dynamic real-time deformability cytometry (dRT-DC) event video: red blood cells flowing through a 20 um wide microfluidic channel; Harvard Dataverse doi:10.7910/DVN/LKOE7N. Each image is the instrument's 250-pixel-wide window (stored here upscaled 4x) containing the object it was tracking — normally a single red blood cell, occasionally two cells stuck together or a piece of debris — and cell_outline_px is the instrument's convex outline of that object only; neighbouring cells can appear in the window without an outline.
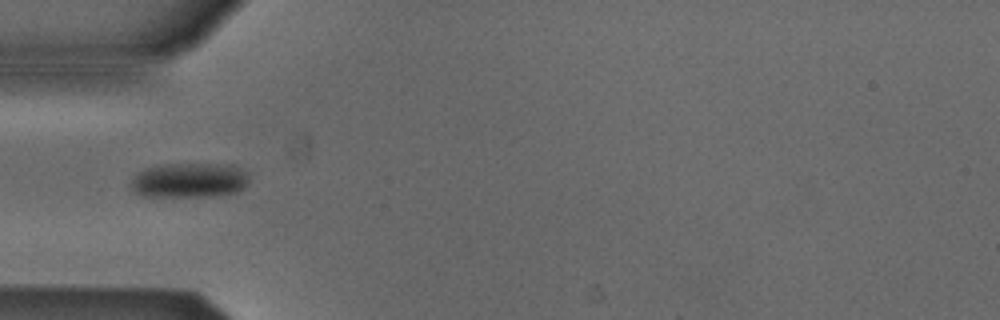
{"species": "Egyptian fruit bat (a non-hibernating species)", "species_latin": "Rousettus aegyptiacus", "temperature_condition": "cold", "stored_images_in_passage": 37, "camera_frame_rate_fps": 3000, "um_per_image_px": 0.085, "animal": {"sex": "male"}, "frame": {"image": 1, "passage_image": 1, "time_ms": 0.0, "image_size_px": [1000, 320], "cell_outline_px": [[248, 184], [244, 188], [236, 192], [216, 196], [144, 196], [132, 192], [132, 180], [144, 168], [164, 164], [236, 164], [248, 172]], "centroid_in_image_um": [16.16, 15.31], "position_along_channel_um": 68.8, "area_um2": 24.22}}
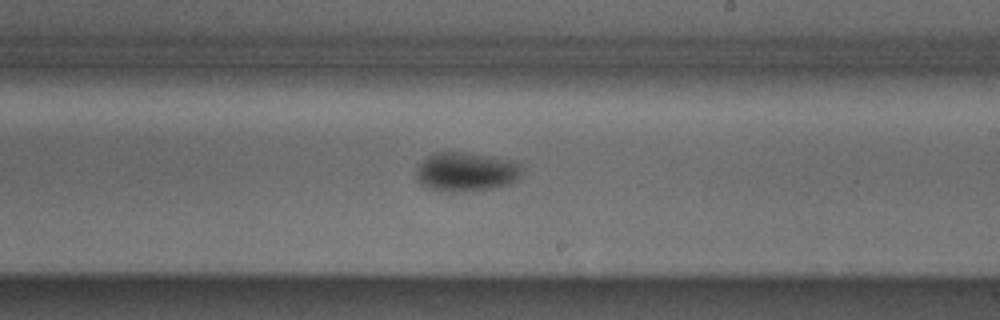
{"frame": {"image": 2, "passage_image": 15, "time_ms": 4.667, "image_size_px": [1000, 320], "cell_outline_px": [[524, 172], [516, 180], [508, 184], [492, 188], [460, 192], [448, 192], [428, 188], [420, 184], [416, 180], [416, 168], [432, 152], [460, 152], [508, 160], [520, 164]], "centroid_in_image_um": [39.58, 14.62], "position_along_channel_um": 249.4, "area_um2": 23.99}}
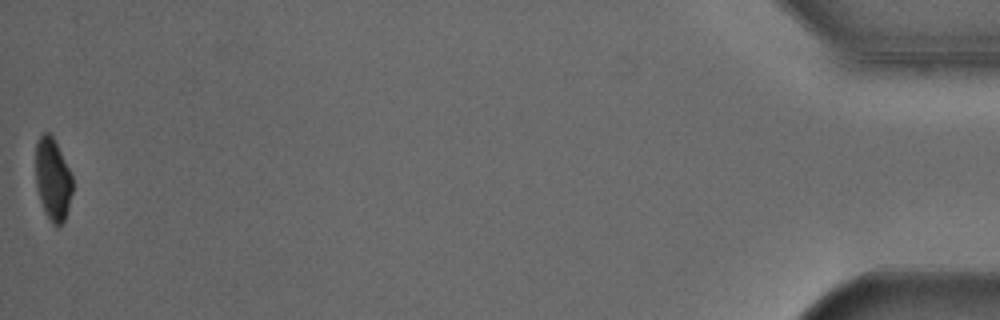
{"frame": {"image": 3, "passage_image": 37, "time_ms": 12.0, "image_size_px": [1000, 320], "cell_outline_px": [[72, 192], [68, 208], [64, 220], [56, 228], [52, 224], [44, 212], [36, 188], [36, 140], [40, 132], [48, 132], [52, 136], [72, 176]], "centroid_in_image_um": [4.46, 15.24], "position_along_channel_um": 430.7, "area_um2": 17.63}, "authors_computed_cell_mechanics": {"area_um2": 22.9466, "velocity_mm_per_s": 3.8692, "shape_relaxation_time_tau1_ms": 2.8623, "shape_relaxation_time_tau2_ms": null, "deformation_change_tau1": 0.0545, "deformation_change_tau2": null}}